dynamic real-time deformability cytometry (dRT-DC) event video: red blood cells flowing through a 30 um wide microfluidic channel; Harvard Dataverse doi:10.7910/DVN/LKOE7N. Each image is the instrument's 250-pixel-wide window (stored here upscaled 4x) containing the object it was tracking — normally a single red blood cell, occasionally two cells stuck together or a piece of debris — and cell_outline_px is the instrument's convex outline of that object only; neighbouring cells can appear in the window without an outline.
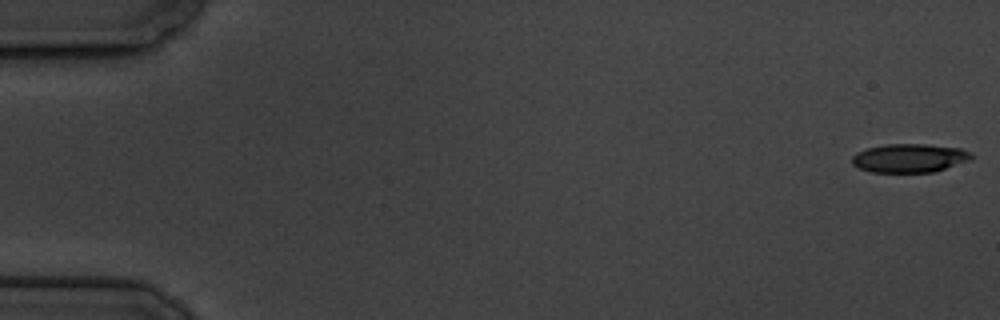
{"species": "common noctule bat (a hibernating species)", "species_latin": "Nyctalus noctula", "temperature_condition": "cold", "stored_images_in_passage": 5, "camera_frame_rate_fps": 3000, "um_per_image_px": 0.085, "animal": {"sex": "male", "body_mass_g": 19.5, "forearm_length_mm": 54.6}, "frame": {"image": 1, "passage_image": 1, "time_ms": 0.0, "image_size_px": [1000, 320], "cell_outline_px": [[976, 156], [972, 160], [932, 172], [872, 172], [860, 168], [852, 164], [852, 156], [856, 152], [868, 148], [884, 144], [924, 144], [960, 148], [972, 152]], "centroid_in_image_um": [77.35, 13.43], "position_along_channel_um": 7.7, "area_um2": 20.06}}
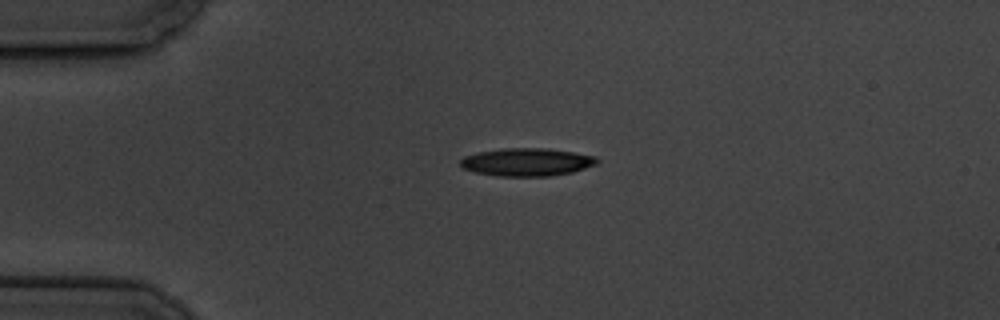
{"frame": {"image": 2, "passage_image": 4, "time_ms": 4.333, "image_size_px": [1000, 320], "cell_outline_px": [[600, 160], [596, 164], [572, 172], [552, 176], [496, 176], [476, 172], [464, 168], [460, 164], [460, 160], [464, 156], [476, 152], [500, 148], [548, 148], [596, 156]], "centroid_in_image_um": [44.77, 13.77], "position_along_channel_um": 40.2, "area_um2": 22.31}}